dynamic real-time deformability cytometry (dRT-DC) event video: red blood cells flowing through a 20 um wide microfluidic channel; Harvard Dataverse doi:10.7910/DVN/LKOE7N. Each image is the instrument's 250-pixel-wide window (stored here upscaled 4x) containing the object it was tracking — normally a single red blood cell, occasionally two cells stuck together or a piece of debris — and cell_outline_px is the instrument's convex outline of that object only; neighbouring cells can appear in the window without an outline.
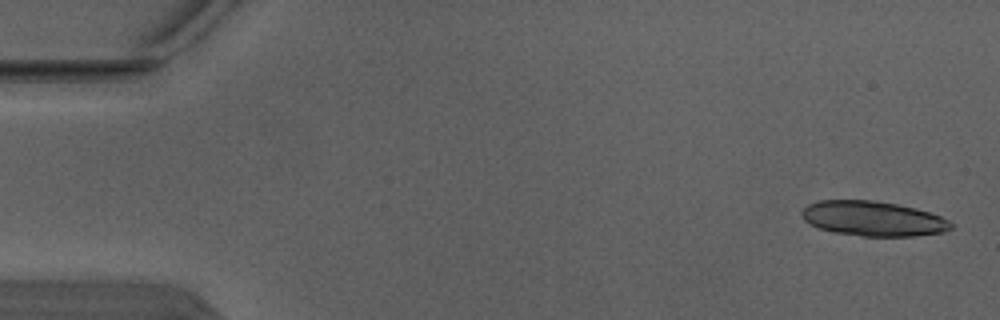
{"species": "Egyptian fruit bat (a non-hibernating species)", "species_latin": "Rousettus aegyptiacus", "temperature_condition": "warm", "stored_images_in_passage": 6, "segment_of_instrument_passage": [1, 2], "camera_frame_rate_fps": 3000, "um_per_image_px": 0.085, "animal": {"sex": "male"}, "frame": {"image": 1, "passage_image": 1, "time_ms": 0.0, "image_size_px": [1000, 320], "cell_outline_px": [[952, 228], [944, 232], [912, 236], [864, 236], [832, 232], [820, 228], [804, 220], [800, 212], [808, 204], [820, 200], [876, 200], [916, 208], [940, 216], [948, 220], [952, 224]], "centroid_in_image_um": [74.2, 18.57], "position_along_channel_um": 10.8, "area_um2": 30.23}}